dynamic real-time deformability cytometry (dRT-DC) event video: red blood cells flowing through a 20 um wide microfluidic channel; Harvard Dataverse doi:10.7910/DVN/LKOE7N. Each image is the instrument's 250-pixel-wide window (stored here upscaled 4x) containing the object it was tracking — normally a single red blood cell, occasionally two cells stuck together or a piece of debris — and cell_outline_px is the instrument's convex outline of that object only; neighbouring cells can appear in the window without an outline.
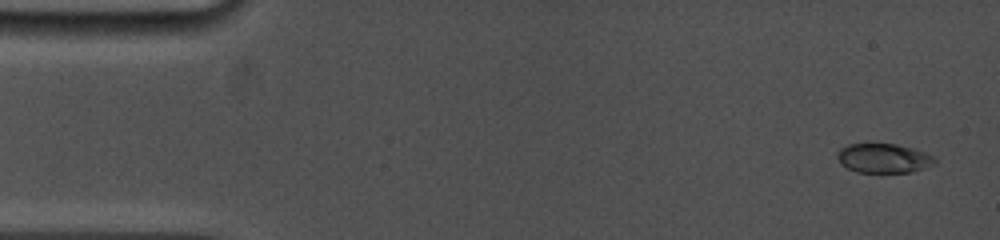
{"species": "common noctule bat (a hibernating species)", "species_latin": "Nyctalus noctula", "temperature_condition": "cold", "stored_images_in_passage": 7, "camera_frame_rate_fps": 5000, "um_per_image_px": 0.085, "animal": {"sex": "female", "body_mass_g": 19.0, "forearm_length_mm": 53.3}, "frame": {"image": 1, "passage_image": 1, "time_ms": 0.0, "image_size_px": [1000, 240], "cell_outline_px": [[936, 164], [912, 172], [856, 172], [840, 164], [836, 156], [836, 152], [840, 148], [848, 144], [896, 144], [912, 148], [936, 156]], "centroid_in_image_um": [75.11, 13.45], "position_along_channel_um": 9.9, "area_um2": 16.82}}
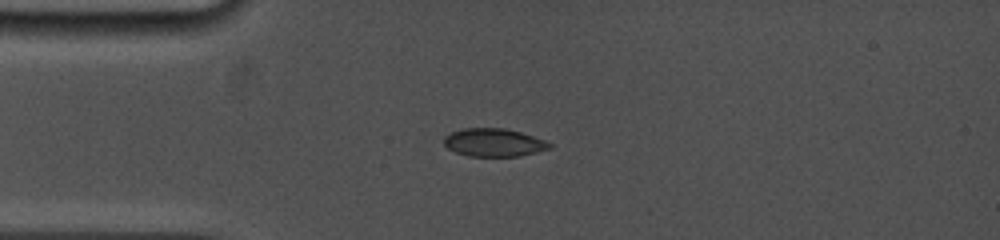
{"frame": {"image": 2, "passage_image": 6, "time_ms": 3.4, "image_size_px": [1000, 240], "cell_outline_px": [[552, 148], [520, 156], [468, 156], [456, 152], [448, 148], [444, 144], [444, 136], [452, 132], [464, 128], [504, 128], [520, 132], [544, 140], [552, 144]], "centroid_in_image_um": [41.97, 12.11], "position_along_channel_um": 43.0, "area_um2": 17.17}}